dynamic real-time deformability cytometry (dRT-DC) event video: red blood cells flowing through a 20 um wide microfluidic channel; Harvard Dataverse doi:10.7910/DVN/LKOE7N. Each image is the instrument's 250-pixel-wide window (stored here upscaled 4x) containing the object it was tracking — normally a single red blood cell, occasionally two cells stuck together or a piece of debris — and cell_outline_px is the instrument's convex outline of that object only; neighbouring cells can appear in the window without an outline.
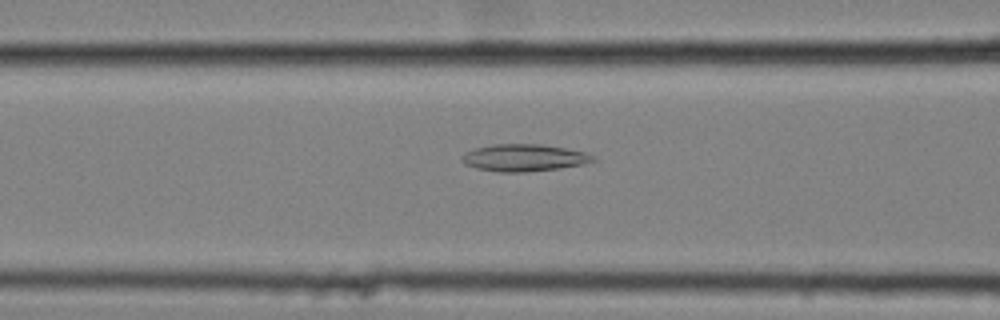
{"species": "common noctule bat (a hibernating species)", "species_latin": "Nyctalus noctula", "temperature_condition": "cold", "stored_images_in_passage": 40, "camera_frame_rate_fps": 3000, "um_per_image_px": 0.085, "animal": {"sex": "female", "body_mass_g": 25.1}, "frame": {"image": 1, "passage_image": 7, "time_ms": 2.0, "image_size_px": [1000, 320], "cell_outline_px": [[596, 160], [580, 164], [560, 168], [524, 172], [500, 172], [476, 168], [464, 164], [460, 160], [464, 152], [476, 148], [492, 144], [540, 144], [564, 148], [584, 152], [596, 156]], "centroid_in_image_um": [44.5, 13.4], "position_along_channel_um": 122.1, "area_um2": 20.63}}
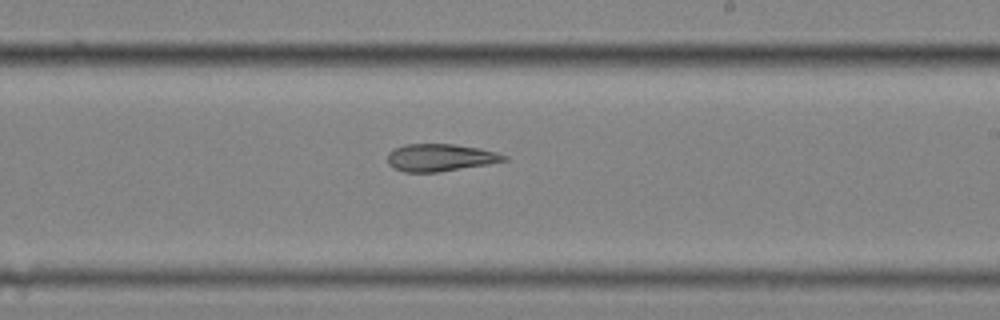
{"frame": {"image": 2, "passage_image": 18, "time_ms": 5.667, "image_size_px": [1000, 320], "cell_outline_px": [[508, 160], [488, 164], [436, 172], [404, 172], [392, 168], [388, 164], [388, 152], [392, 148], [404, 144], [452, 144], [480, 148], [496, 152], [508, 156]], "centroid_in_image_um": [37.38, 13.39], "position_along_channel_um": 251.6, "area_um2": 18.67}}
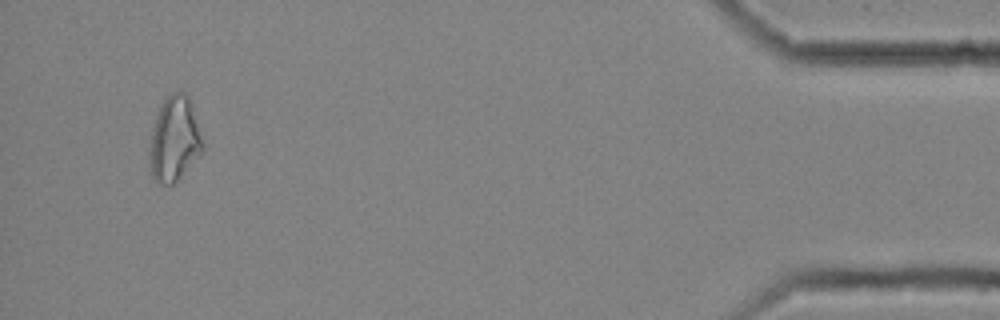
{"frame": {"image": 3, "passage_image": 38, "time_ms": 12.333, "image_size_px": [1000, 320], "cell_outline_px": [[204, 148], [180, 176], [172, 184], [160, 184], [152, 180], [148, 156], [152, 132], [156, 116], [160, 104], [172, 92], [184, 92], [188, 96], [204, 144]], "centroid_in_image_um": [14.78, 11.84], "position_along_channel_um": 420.4, "area_um2": 25.84}, "authors_computed_cell_mechanics": {"area_um2": 20.23, "velocity_mm_per_s": 3.5389, "shape_relaxation_time_tau1_ms": null, "shape_relaxation_time_tau2_ms": 4.0691, "deformation_change_tau1": null, "deformation_change_tau2": 0.1315}}